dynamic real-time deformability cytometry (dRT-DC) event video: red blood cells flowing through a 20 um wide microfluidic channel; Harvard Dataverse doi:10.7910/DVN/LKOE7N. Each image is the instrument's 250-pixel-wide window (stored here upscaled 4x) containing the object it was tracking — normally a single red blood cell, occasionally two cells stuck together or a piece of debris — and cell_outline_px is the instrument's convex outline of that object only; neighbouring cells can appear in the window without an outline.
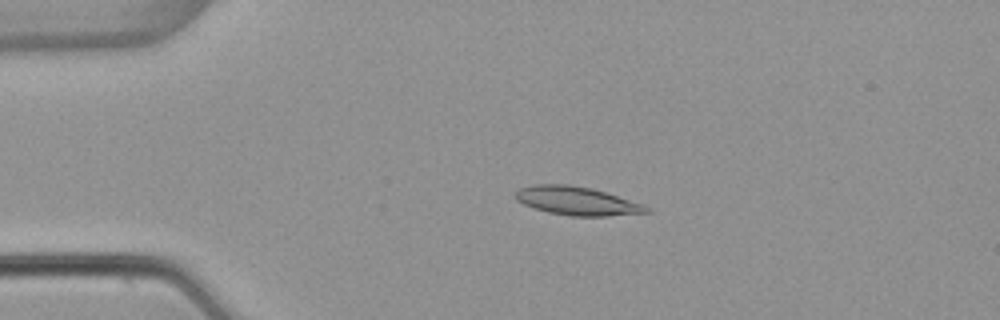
{"species": "common noctule bat (a hibernating species)", "species_latin": "Nyctalus noctula", "temperature_condition": "warm", "stored_images_in_passage": 53, "camera_frame_rate_fps": 3000, "um_per_image_px": 0.085, "animal": {"sex": "female", "body_mass_g": 22.7, "forearm_length_mm": 54.2}, "frame": {"image": 1, "passage_image": 12, "time_ms": 3.667, "image_size_px": [1000, 320], "cell_outline_px": [[652, 212], [608, 216], [572, 216], [548, 212], [524, 204], [516, 200], [516, 188], [532, 184], [568, 184], [592, 188], [644, 204]], "centroid_in_image_um": [49.03, 17.07], "position_along_channel_um": 36.0, "area_um2": 21.79}}
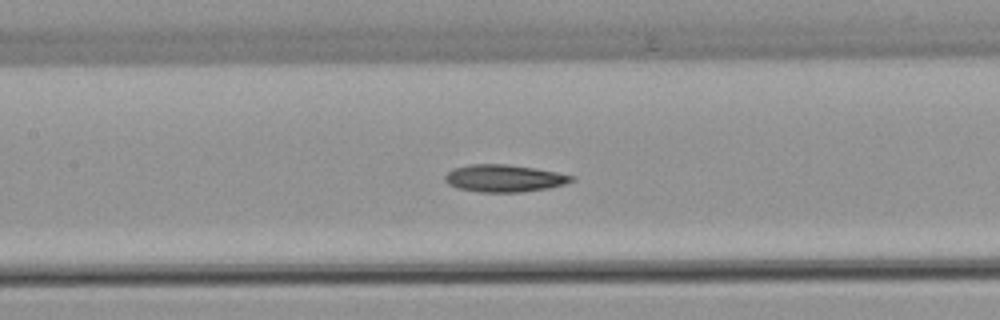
{"frame": {"image": 2, "passage_image": 25, "time_ms": 8.0, "image_size_px": [1000, 320], "cell_outline_px": [[576, 180], [564, 184], [548, 188], [524, 192], [476, 192], [456, 188], [448, 184], [444, 180], [444, 176], [452, 168], [472, 164], [508, 164], [556, 172], [576, 176]], "centroid_in_image_um": [42.84, 15.16], "position_along_channel_um": 164.6, "area_um2": 20.29}}
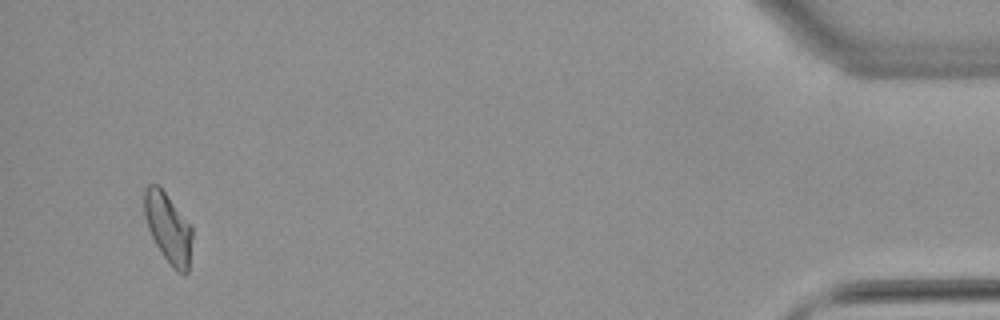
{"frame": {"image": 3, "passage_image": 51, "time_ms": 16.667, "image_size_px": [1000, 320], "cell_outline_px": [[192, 236], [188, 272], [184, 276], [176, 272], [172, 268], [160, 252], [148, 228], [144, 216], [144, 188], [148, 184], [160, 184], [192, 224]], "centroid_in_image_um": [14.31, 19.34], "position_along_channel_um": 420.9, "area_um2": 20.17}, "authors_computed_cell_mechanics": {"area_um2": 20.1722, "velocity_mm_per_s": 3.882, "shape_relaxation_time_tau1_ms": null, "shape_relaxation_time_tau2_ms": 6.6637, "deformation_change_tau1": null, "deformation_change_tau2": 0.153}}